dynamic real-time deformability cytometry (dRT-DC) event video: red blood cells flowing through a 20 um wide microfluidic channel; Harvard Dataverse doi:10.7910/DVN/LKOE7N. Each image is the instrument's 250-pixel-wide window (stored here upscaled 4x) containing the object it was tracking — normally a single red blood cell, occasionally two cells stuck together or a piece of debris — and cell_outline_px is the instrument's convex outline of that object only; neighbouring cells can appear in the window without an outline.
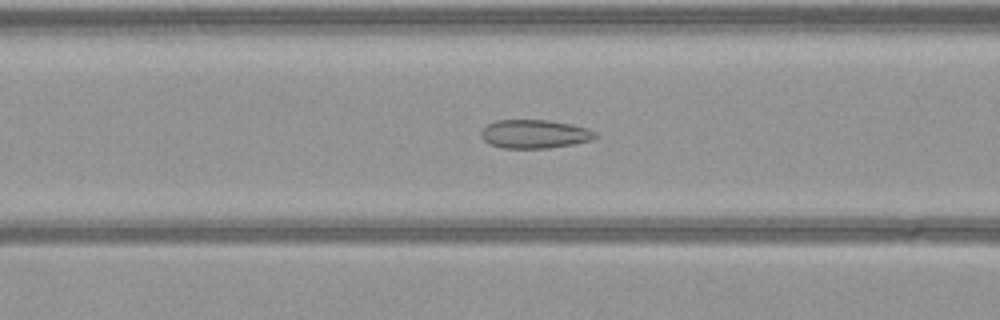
{"species": "common noctule bat (a hibernating species)", "species_latin": "Nyctalus noctula", "temperature_condition": "warm", "stored_images_in_passage": 54, "camera_frame_rate_fps": 3000, "um_per_image_px": 0.085, "animal": {"sex": "female", "body_mass_g": 21.9}, "frame": {"image": 1, "passage_image": 21, "time_ms": 6.667, "image_size_px": [1000, 320], "cell_outline_px": [[600, 136], [592, 140], [572, 144], [548, 148], [504, 148], [488, 144], [480, 136], [480, 132], [488, 124], [496, 120], [548, 120], [572, 124], [588, 128], [596, 132]], "centroid_in_image_um": [45.46, 11.39], "position_along_channel_um": 121.1, "area_um2": 19.19}}
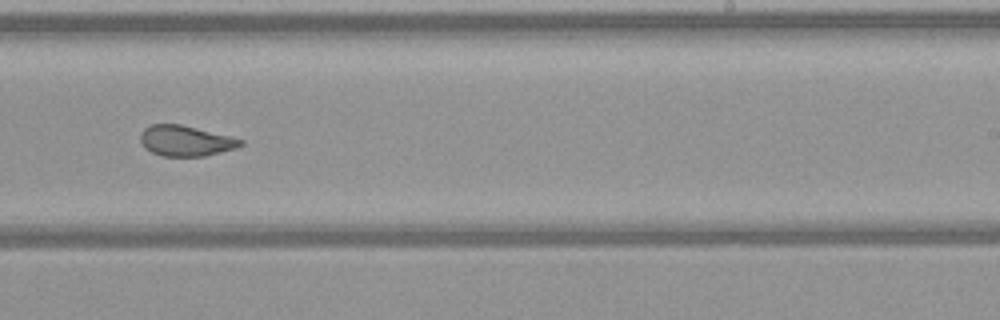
{"frame": {"image": 2, "passage_image": 33, "time_ms": 10.667, "image_size_px": [1000, 320], "cell_outline_px": [[244, 144], [236, 148], [204, 156], [160, 156], [144, 148], [140, 140], [140, 132], [148, 124], [180, 124], [232, 136], [244, 140]], "centroid_in_image_um": [15.77, 11.96], "position_along_channel_um": 273.2, "area_um2": 18.03}}
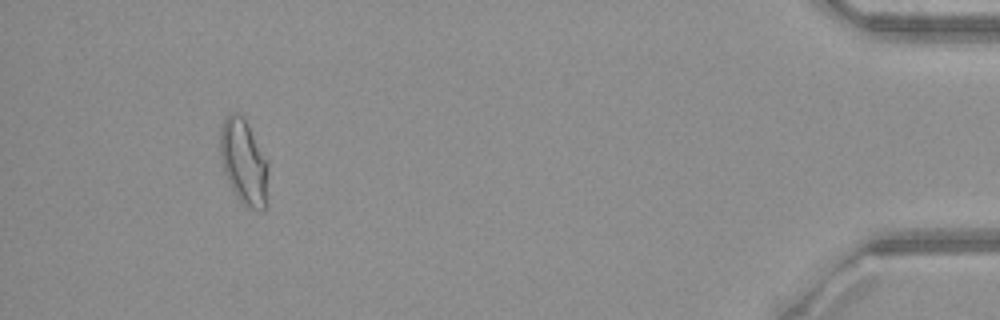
{"frame": {"image": 3, "passage_image": 50, "time_ms": 16.333, "image_size_px": [1000, 320], "cell_outline_px": [[268, 204], [260, 212], [248, 208], [236, 196], [224, 172], [220, 156], [220, 128], [224, 116], [228, 112], [240, 112], [268, 160]], "centroid_in_image_um": [20.74, 13.78], "position_along_channel_um": 414.5, "area_um2": 24.39}}